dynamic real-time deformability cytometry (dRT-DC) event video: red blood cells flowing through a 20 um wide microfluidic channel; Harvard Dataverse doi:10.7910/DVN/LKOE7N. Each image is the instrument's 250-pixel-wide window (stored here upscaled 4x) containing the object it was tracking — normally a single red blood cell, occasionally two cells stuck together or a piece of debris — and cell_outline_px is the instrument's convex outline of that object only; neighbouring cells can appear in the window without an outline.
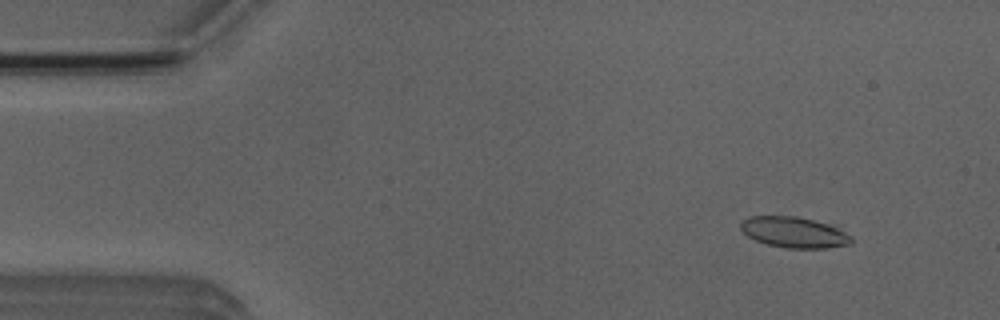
{"species": "Egyptian fruit bat (a non-hibernating species)", "species_latin": "Rousettus aegyptiacus", "temperature_condition": "room temperature", "stored_images_in_passage": 10, "camera_frame_rate_fps": 3000, "um_per_image_px": 0.085, "animal": {"sex": "male"}, "frame": {"image": 1, "passage_image": 4, "time_ms": 1.0, "image_size_px": [1000, 320], "cell_outline_px": [[852, 244], [828, 248], [784, 248], [768, 244], [756, 240], [748, 236], [740, 228], [740, 224], [744, 220], [752, 216], [796, 216], [840, 224], [852, 236]], "centroid_in_image_um": [67.65, 19.73], "position_along_channel_um": 17.4, "area_um2": 20.52}}